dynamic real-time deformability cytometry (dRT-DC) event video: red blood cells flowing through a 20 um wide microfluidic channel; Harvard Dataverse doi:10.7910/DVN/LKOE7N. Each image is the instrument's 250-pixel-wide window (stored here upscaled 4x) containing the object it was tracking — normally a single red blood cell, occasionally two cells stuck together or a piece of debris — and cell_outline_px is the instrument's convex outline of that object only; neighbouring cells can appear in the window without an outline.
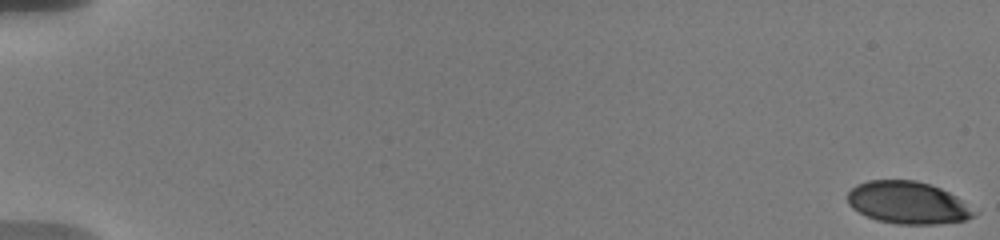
{"species": "human", "species_latin": "Homo sapiens", "temperature_condition": "warm", "stored_images_in_passage": 22, "camera_frame_rate_fps": 3000, "um_per_image_px": 0.085, "donor": {"sex": "male"}, "frame": {"image": 1, "passage_image": 1, "time_ms": 0.0, "image_size_px": [1000, 240], "cell_outline_px": [[980, 212], [976, 216], [964, 220], [936, 224], [896, 224], [876, 220], [852, 208], [848, 204], [848, 192], [856, 184], [868, 180], [916, 180], [940, 188], [956, 196]], "centroid_in_image_um": [77.19, 17.23], "position_along_channel_um": 7.8, "area_um2": 31.33}}